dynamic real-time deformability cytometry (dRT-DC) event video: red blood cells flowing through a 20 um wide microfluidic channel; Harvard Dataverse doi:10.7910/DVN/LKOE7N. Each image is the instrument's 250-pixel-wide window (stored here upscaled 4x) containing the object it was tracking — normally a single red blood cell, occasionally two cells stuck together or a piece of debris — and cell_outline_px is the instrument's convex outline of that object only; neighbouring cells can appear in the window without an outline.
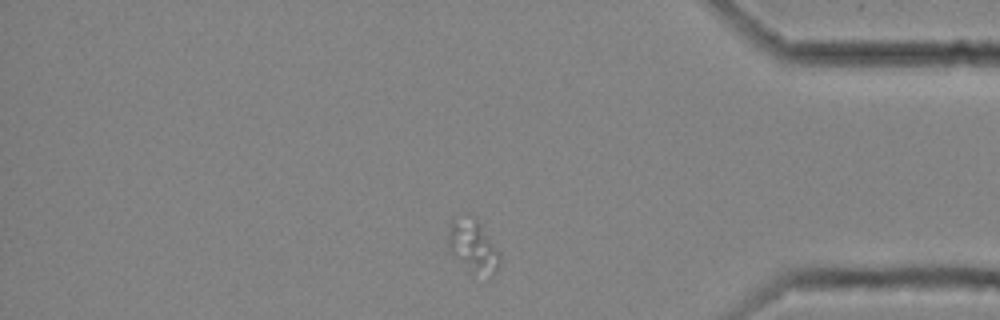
{"species": "common noctule bat (a hibernating species)", "species_latin": "Nyctalus noctula", "temperature_condition": "cold", "stored_images_in_passage": 61, "camera_frame_rate_fps": 3000, "um_per_image_px": 0.085, "animal": {"sex": "female", "body_mass_g": 25.1}, "frame": {"image": 1, "passage_image": 61, "time_ms": 20.0, "image_size_px": [1000, 320], "cell_outline_px": [[500, 268], [488, 280], [472, 272], [448, 248], [448, 232], [452, 216], [468, 212], [480, 224], [500, 252]], "centroid_in_image_um": [40.23, 20.9], "position_along_channel_um": 395.0, "area_um2": 16.24}}